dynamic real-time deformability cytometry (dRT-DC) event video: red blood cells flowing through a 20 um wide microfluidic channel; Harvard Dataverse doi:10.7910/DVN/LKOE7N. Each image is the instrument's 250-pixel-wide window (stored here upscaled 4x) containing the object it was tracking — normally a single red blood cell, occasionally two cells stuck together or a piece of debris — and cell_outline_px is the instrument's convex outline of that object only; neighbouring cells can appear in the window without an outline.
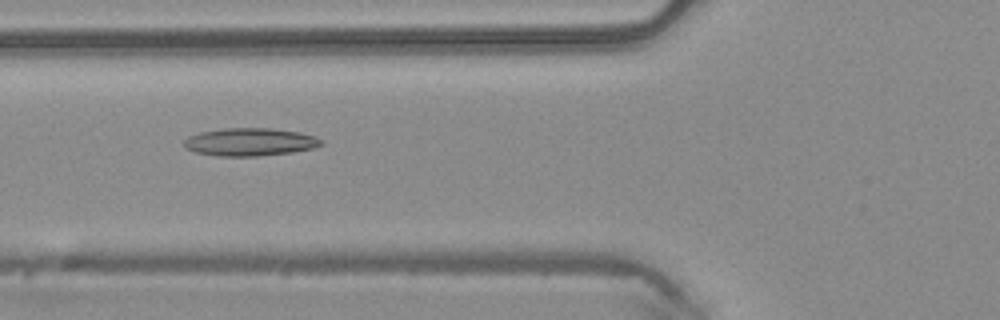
{"species": "common noctule bat (a hibernating species)", "species_latin": "Nyctalus noctula", "temperature_condition": "warm", "stored_images_in_passage": 5, "camera_frame_rate_fps": 3000, "um_per_image_px": 0.085, "animal": {"sex": "male", "body_mass_g": 20.4}, "frame": {"image": 1, "passage_image": 5, "time_ms": 1.333, "image_size_px": [1000, 320], "cell_outline_px": [[324, 144], [312, 148], [292, 152], [260, 156], [216, 156], [196, 152], [184, 148], [184, 140], [188, 136], [200, 132], [224, 128], [272, 128], [300, 132], [316, 136], [324, 140]], "centroid_in_image_um": [21.26, 12.06], "position_along_channel_um": 104.5, "area_um2": 22.48}}